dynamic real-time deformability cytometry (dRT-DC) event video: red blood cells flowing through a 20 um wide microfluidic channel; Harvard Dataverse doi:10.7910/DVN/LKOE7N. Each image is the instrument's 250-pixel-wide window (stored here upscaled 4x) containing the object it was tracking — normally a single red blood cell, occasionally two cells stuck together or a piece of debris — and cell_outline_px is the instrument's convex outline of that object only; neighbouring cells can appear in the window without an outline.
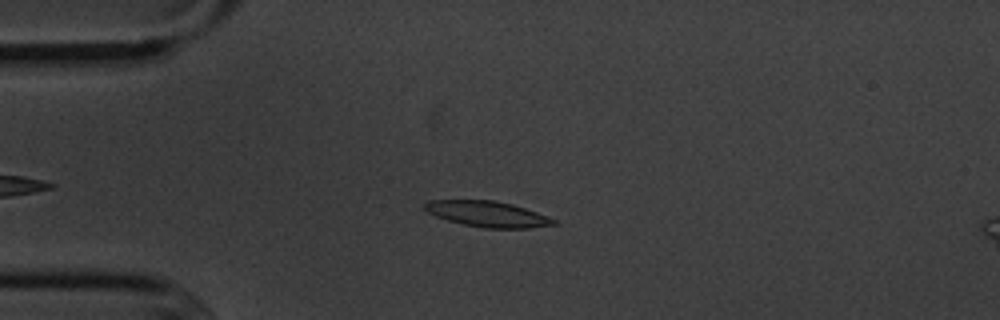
{"species": "common noctule bat (a hibernating species)", "species_latin": "Nyctalus noctula", "temperature_condition": "cold", "stored_images_in_passage": 50, "camera_frame_rate_fps": 3000, "um_per_image_px": 0.085, "animal": {"sex": "male", "body_mass_g": 20.1, "forearm_length_mm": 53.5}, "frame": {"image": 1, "passage_image": 13, "time_ms": 4.0, "image_size_px": [1000, 320], "cell_outline_px": [[556, 224], [528, 228], [484, 228], [464, 224], [448, 220], [436, 216], [428, 212], [424, 208], [424, 204], [428, 200], [492, 200], [512, 204], [536, 212], [556, 220]], "centroid_in_image_um": [41.41, 18.19], "position_along_channel_um": 43.6, "area_um2": 19.07}}
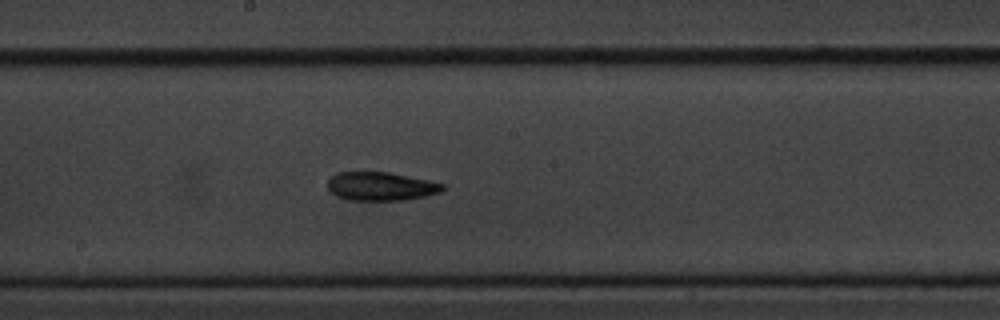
{"frame": {"image": 2, "passage_image": 29, "time_ms": 9.333, "image_size_px": [1000, 320], "cell_outline_px": [[444, 188], [440, 192], [424, 196], [404, 200], [348, 200], [336, 196], [328, 188], [328, 180], [336, 172], [388, 172], [428, 180], [444, 184]], "centroid_in_image_um": [32.35, 15.83], "position_along_channel_um": 215.9, "area_um2": 19.02}}
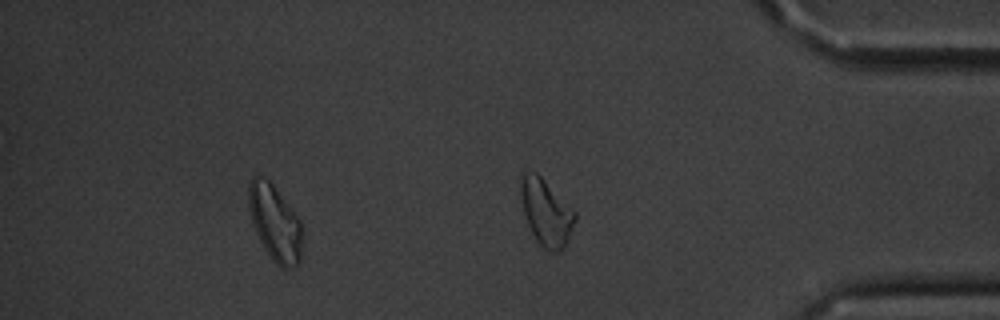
{"frame": {"image": 3, "passage_image": 45, "time_ms": 14.667, "image_size_px": [1000, 320], "cell_outline_px": [[300, 260], [292, 268], [280, 268], [272, 260], [264, 248], [252, 224], [248, 204], [248, 184], [252, 176], [256, 176], [268, 180], [272, 184], [300, 220]], "centroid_in_image_um": [23.32, 18.95], "position_along_channel_um": 411.9, "area_um2": 23.24}, "authors_computed_cell_mechanics": {"area_um2": 19.074, "velocity_mm_per_s": 3.5972, "shape_relaxation_time_tau1_ms": 5.5939, "shape_relaxation_time_tau2_ms": null, "deformation_change_tau1": 0.1412, "deformation_change_tau2": null}}